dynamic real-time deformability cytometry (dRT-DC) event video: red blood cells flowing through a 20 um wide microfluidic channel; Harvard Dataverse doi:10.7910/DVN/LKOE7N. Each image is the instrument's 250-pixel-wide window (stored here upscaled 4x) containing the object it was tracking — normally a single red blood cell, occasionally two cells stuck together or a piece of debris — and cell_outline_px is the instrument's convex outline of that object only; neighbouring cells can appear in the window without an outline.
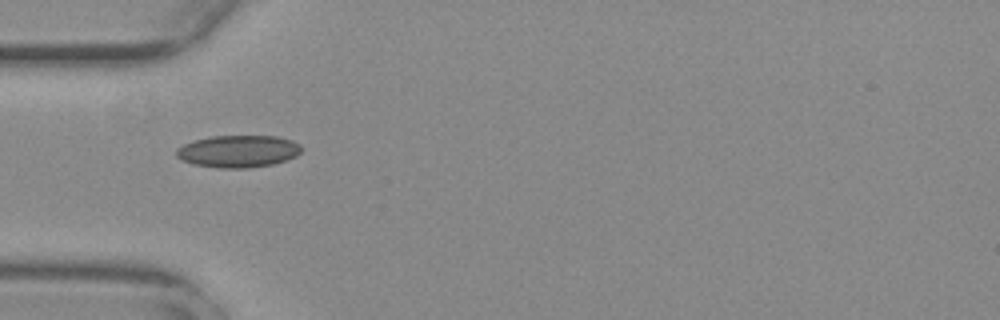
{"species": "common noctule bat (a hibernating species)", "species_latin": "Nyctalus noctula", "temperature_condition": "warm", "stored_images_in_passage": 36, "camera_frame_rate_fps": 3000, "um_per_image_px": 0.085, "animal": {"sex": "female", "body_mass_g": 29.2, "forearm_length_mm": 56.3}, "frame": {"image": 1, "passage_image": 1, "time_ms": 0.0, "image_size_px": [1000, 320], "cell_outline_px": [[300, 152], [296, 156], [272, 164], [248, 168], [220, 168], [192, 164], [180, 160], [176, 156], [176, 148], [184, 144], [196, 140], [212, 136], [276, 136], [292, 140], [300, 144]], "centroid_in_image_um": [20.21, 12.86], "position_along_channel_um": 64.8, "area_um2": 23.41}}
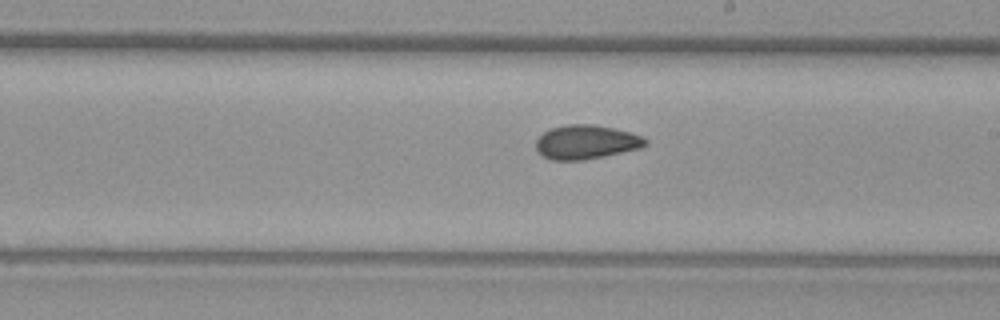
{"frame": {"image": 2, "passage_image": 15, "time_ms": 4.667, "image_size_px": [1000, 320], "cell_outline_px": [[648, 144], [640, 148], [604, 156], [584, 160], [552, 160], [544, 156], [536, 148], [536, 140], [544, 132], [552, 128], [568, 124], [592, 124], [632, 132], [644, 136], [648, 140]], "centroid_in_image_um": [49.87, 12.07], "position_along_channel_um": 239.1, "area_um2": 21.68}}
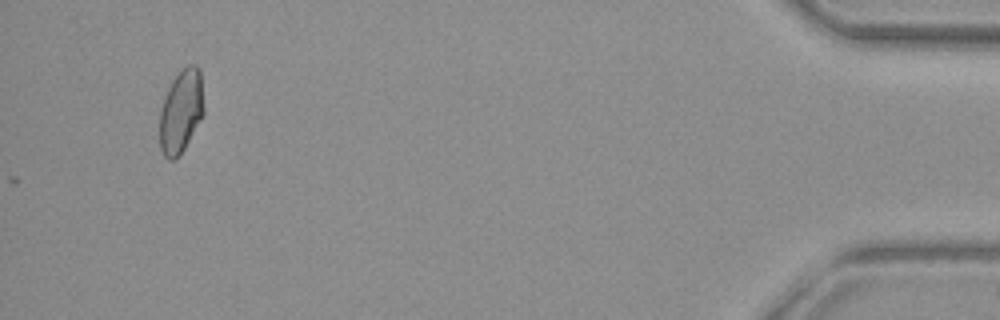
{"frame": {"image": 3, "passage_image": 36, "time_ms": 11.667, "image_size_px": [1000, 320], "cell_outline_px": [[204, 112], [180, 156], [176, 160], [168, 160], [164, 156], [160, 148], [160, 112], [168, 88], [172, 80], [188, 64], [196, 64], [200, 68], [204, 108]], "centroid_in_image_um": [15.39, 9.48], "position_along_channel_um": 419.8, "area_um2": 21.33}, "authors_computed_cell_mechanics": {"area_um2": 21.1837, "velocity_mm_per_s": 3.7489, "shape_relaxation_time_tau1_ms": null, "shape_relaxation_time_tau2_ms": 1.859, "deformation_change_tau1": null, "deformation_change_tau2": 0.0602}}